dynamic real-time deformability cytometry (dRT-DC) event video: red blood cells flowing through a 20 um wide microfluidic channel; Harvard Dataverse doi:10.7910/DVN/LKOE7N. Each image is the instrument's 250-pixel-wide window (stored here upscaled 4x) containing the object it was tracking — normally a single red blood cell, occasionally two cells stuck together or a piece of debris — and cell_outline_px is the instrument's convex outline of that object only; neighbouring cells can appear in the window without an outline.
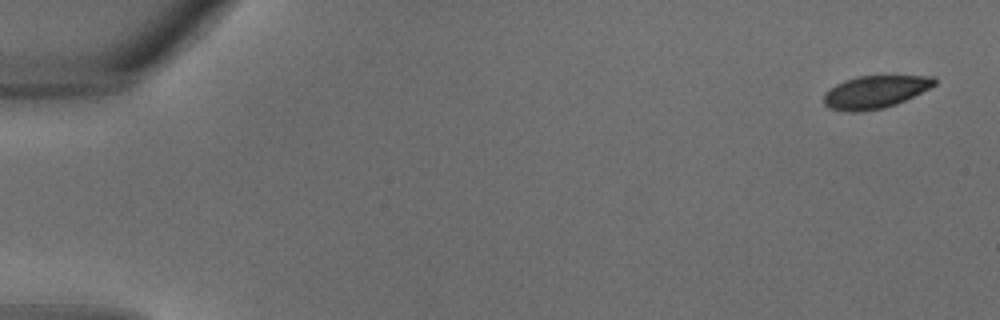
{"species": "common noctule bat (a hibernating species)", "species_latin": "Nyctalus noctula", "temperature_condition": "warm", "stored_images_in_passage": 34, "camera_frame_rate_fps": 3000, "um_per_image_px": 0.085, "animal": {"sex": "male", "body_mass_g": 18.8}, "frame": {"image": 1, "passage_image": 1, "time_ms": 0.0, "image_size_px": [1000, 320], "cell_outline_px": [[936, 84], [896, 104], [884, 108], [856, 112], [852, 112], [828, 108], [824, 104], [824, 92], [836, 84], [844, 80], [856, 76], [932, 76], [936, 80]], "centroid_in_image_um": [74.33, 7.81], "position_along_channel_um": 10.7, "area_um2": 20.87}}
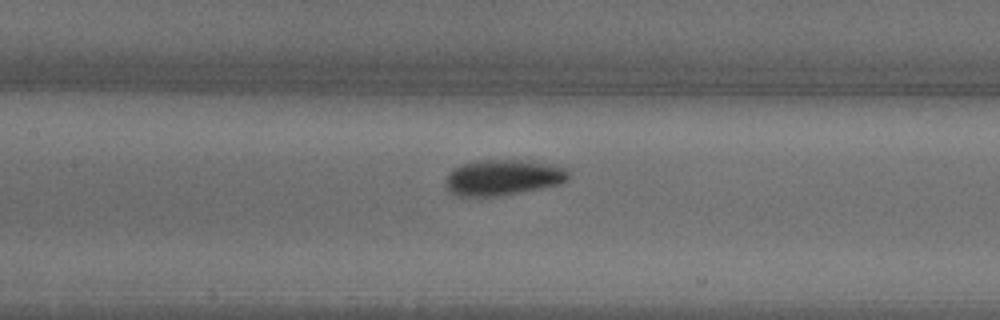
{"frame": {"image": 2, "passage_image": 16, "time_ms": 5.0, "image_size_px": [1000, 320], "cell_outline_px": [[572, 176], [568, 180], [560, 184], [500, 196], [452, 196], [444, 188], [444, 180], [448, 172], [452, 168], [464, 164], [484, 160], [520, 160], [544, 164], [564, 168]], "centroid_in_image_um": [42.66, 15.11], "position_along_channel_um": 164.7, "area_um2": 25.66}}
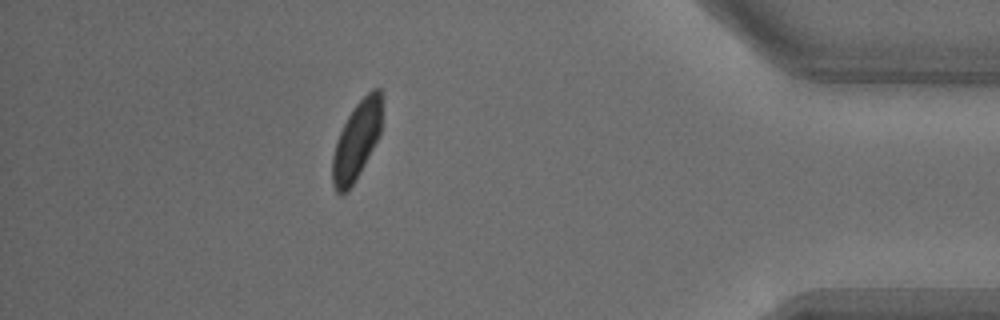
{"frame": {"image": 3, "passage_image": 30, "time_ms": 9.667, "image_size_px": [1000, 320], "cell_outline_px": [[384, 96], [380, 132], [372, 148], [352, 184], [344, 192], [336, 192], [332, 184], [332, 156], [336, 140], [352, 108], [372, 88], [380, 88]], "centroid_in_image_um": [30.33, 11.84], "position_along_channel_um": 404.9, "area_um2": 22.25}}